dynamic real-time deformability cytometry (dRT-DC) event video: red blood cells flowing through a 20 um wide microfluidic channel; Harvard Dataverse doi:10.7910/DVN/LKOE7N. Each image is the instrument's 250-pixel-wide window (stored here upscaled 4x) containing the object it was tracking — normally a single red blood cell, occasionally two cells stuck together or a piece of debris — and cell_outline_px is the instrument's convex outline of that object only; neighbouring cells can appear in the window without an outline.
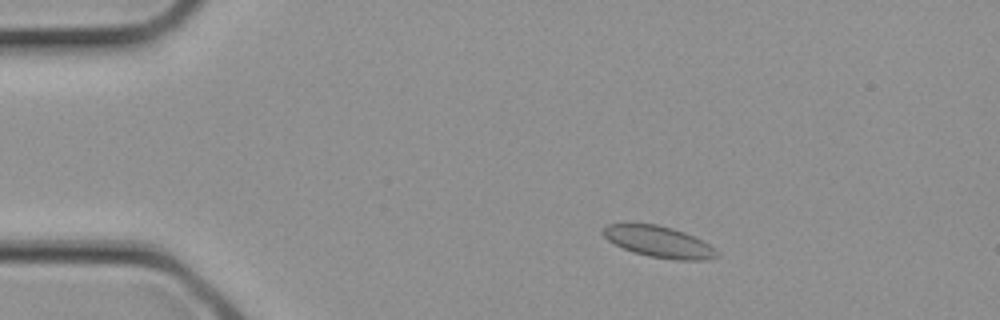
{"species": "common noctule bat (a hibernating species)", "species_latin": "Nyctalus noctula", "temperature_condition": "cold", "stored_images_in_passage": 2, "camera_frame_rate_fps": 3000, "um_per_image_px": 0.085, "animal": {"sex": "female", "body_mass_g": 21.9}, "frame": {"image": 1, "passage_image": 1, "time_ms": 0.0, "image_size_px": [1000, 320], "cell_outline_px": [[720, 256], [708, 260], [676, 260], [648, 256], [624, 248], [608, 240], [600, 232], [608, 224], [656, 224], [672, 228], [684, 232], [716, 248], [720, 252]], "centroid_in_image_um": [56.05, 20.56], "position_along_channel_um": 28.9, "area_um2": 20.58}}